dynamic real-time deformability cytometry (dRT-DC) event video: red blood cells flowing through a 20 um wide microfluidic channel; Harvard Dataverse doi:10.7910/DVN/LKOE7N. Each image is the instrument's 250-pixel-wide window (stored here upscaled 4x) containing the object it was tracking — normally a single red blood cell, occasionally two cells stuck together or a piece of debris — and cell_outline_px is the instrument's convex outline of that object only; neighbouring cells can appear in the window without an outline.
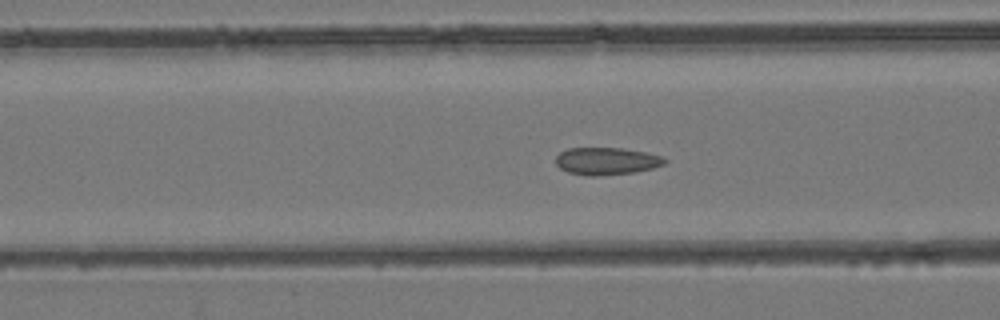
{"species": "common noctule bat (a hibernating species)", "species_latin": "Nyctalus noctula", "temperature_condition": "room temperature", "stored_images_in_passage": 49, "camera_frame_rate_fps": 3000, "um_per_image_px": 0.085, "animal": {"sex": "female", "body_mass_g": 24.6, "forearm_length_mm": 56.2}, "frame": {"image": 1, "passage_image": 19, "time_ms": 6.0, "image_size_px": [1000, 320], "cell_outline_px": [[668, 160], [664, 164], [652, 168], [636, 172], [600, 176], [588, 176], [568, 172], [560, 168], [556, 164], [556, 156], [560, 152], [568, 148], [620, 148], [644, 152], [664, 156]], "centroid_in_image_um": [51.56, 13.7], "position_along_channel_um": 115.0, "area_um2": 17.46}}
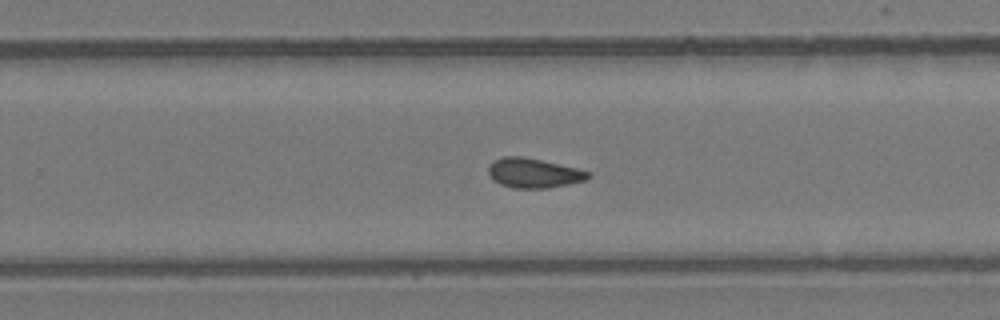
{"frame": {"image": 2, "passage_image": 31, "time_ms": 10.0, "image_size_px": [1000, 320], "cell_outline_px": [[592, 176], [588, 180], [548, 188], [512, 188], [500, 184], [492, 180], [488, 172], [488, 164], [492, 160], [504, 156], [524, 156], [576, 168], [592, 172]], "centroid_in_image_um": [45.35, 14.7], "position_along_channel_um": 284.4, "area_um2": 17.51}}
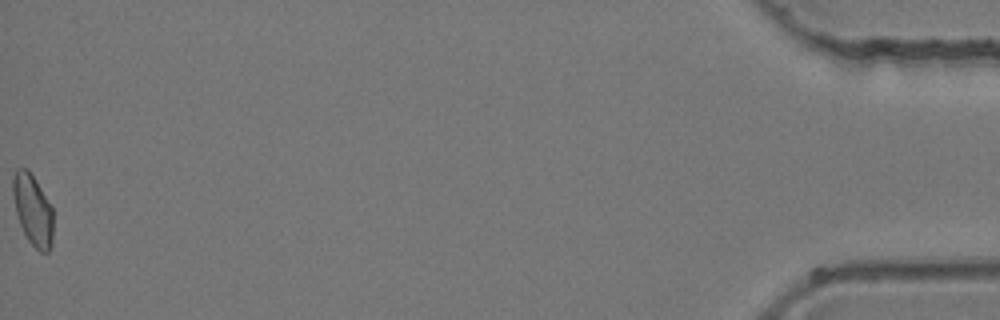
{"frame": {"image": 3, "passage_image": 49, "time_ms": 16.0, "image_size_px": [1000, 320], "cell_outline_px": [[52, 244], [48, 252], [40, 252], [28, 240], [20, 224], [16, 212], [12, 192], [12, 176], [16, 168], [28, 168], [36, 180], [52, 208]], "centroid_in_image_um": [2.77, 17.81], "position_along_channel_um": 432.4, "area_um2": 16.59}}